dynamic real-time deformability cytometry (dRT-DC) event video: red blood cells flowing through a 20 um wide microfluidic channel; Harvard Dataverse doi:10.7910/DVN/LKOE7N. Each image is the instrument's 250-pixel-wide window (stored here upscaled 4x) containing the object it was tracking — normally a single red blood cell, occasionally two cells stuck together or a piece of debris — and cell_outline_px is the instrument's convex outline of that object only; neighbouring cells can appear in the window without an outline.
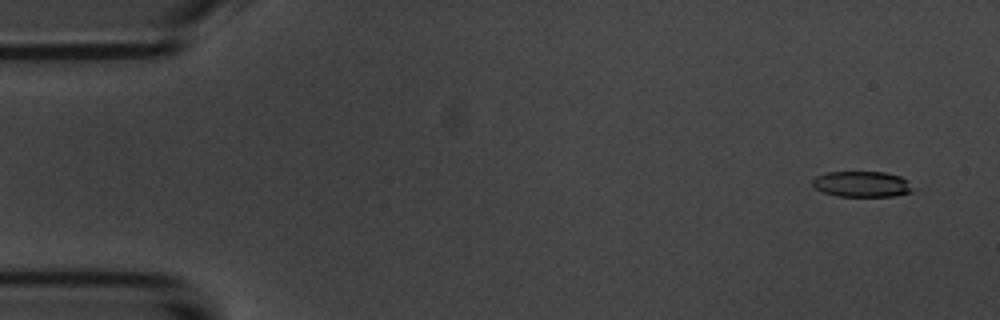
{"species": "common noctule bat (a hibernating species)", "species_latin": "Nyctalus noctula", "temperature_condition": "room temperature", "stored_images_in_passage": 4, "camera_frame_rate_fps": 3000, "um_per_image_px": 0.085, "animal": {"sex": "male", "body_mass_g": 20.1, "forearm_length_mm": 53.5}, "frame": {"image": 1, "passage_image": 1, "time_ms": 0.0, "image_size_px": [1000, 320], "cell_outline_px": [[912, 192], [896, 196], [840, 196], [824, 192], [816, 188], [812, 184], [812, 180], [816, 176], [828, 172], [884, 172], [900, 176], [908, 180], [912, 188]], "centroid_in_image_um": [73.28, 15.65], "position_along_channel_um": 11.7, "area_um2": 14.97}}
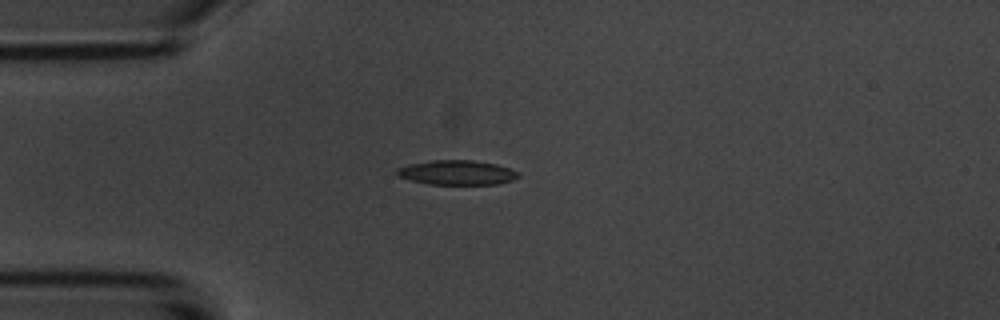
{"frame": {"image": 2, "passage_image": 4, "time_ms": 3.667, "image_size_px": [1000, 320], "cell_outline_px": [[520, 176], [512, 180], [496, 184], [428, 184], [412, 180], [400, 176], [396, 172], [396, 168], [408, 164], [432, 160], [472, 160], [496, 164], [508, 168], [516, 172]], "centroid_in_image_um": [38.82, 14.66], "position_along_channel_um": 46.2, "area_um2": 17.17}}